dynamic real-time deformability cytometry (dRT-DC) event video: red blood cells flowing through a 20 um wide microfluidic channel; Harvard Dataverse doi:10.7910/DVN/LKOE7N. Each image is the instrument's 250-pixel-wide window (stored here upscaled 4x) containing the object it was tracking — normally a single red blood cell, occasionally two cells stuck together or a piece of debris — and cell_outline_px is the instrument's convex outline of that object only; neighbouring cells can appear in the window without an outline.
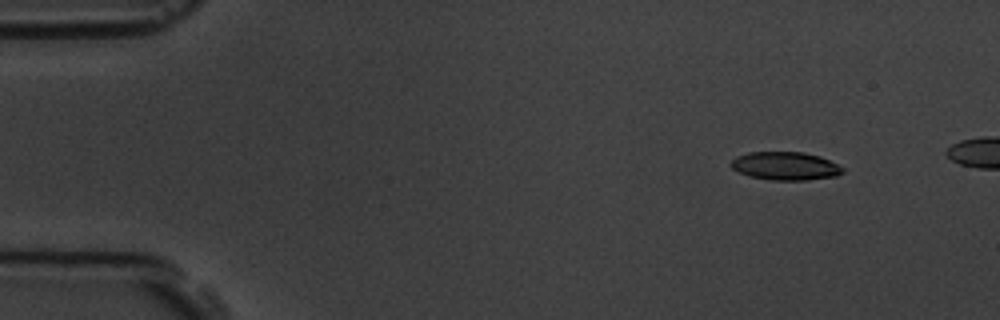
{"species": "common noctule bat (a hibernating species)", "species_latin": "Nyctalus noctula", "temperature_condition": "room temperature", "stored_images_in_passage": 6, "camera_frame_rate_fps": 3000, "um_per_image_px": 0.085, "animal": {"sex": "male", "body_mass_g": 19.5, "forearm_length_mm": 54.6}, "frame": {"image": 1, "passage_image": 2, "time_ms": 1.333, "image_size_px": [1000, 320], "cell_outline_px": [[844, 172], [836, 176], [808, 180], [772, 180], [748, 176], [732, 168], [728, 164], [736, 156], [748, 152], [804, 152], [820, 156], [844, 168]], "centroid_in_image_um": [66.74, 14.11], "position_along_channel_um": 18.3, "area_um2": 18.44}}